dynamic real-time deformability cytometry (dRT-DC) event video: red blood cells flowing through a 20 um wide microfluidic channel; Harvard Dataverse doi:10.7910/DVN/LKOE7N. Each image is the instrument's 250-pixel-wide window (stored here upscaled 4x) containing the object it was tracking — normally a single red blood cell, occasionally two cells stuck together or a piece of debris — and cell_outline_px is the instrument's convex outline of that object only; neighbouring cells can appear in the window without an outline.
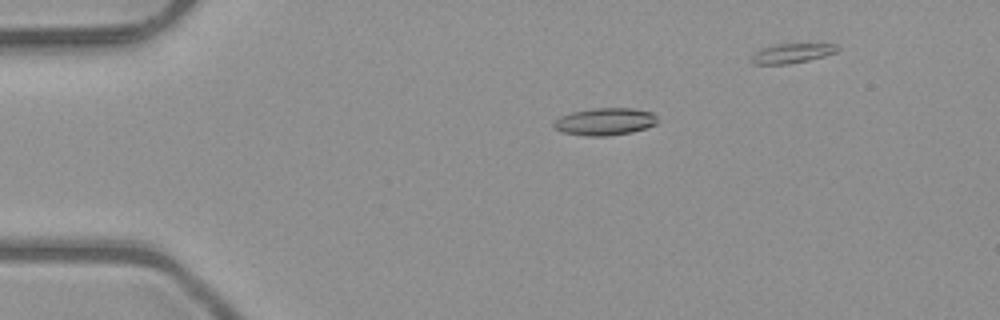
{"species": "common noctule bat (a hibernating species)", "species_latin": "Nyctalus noctula", "temperature_condition": "room temperature", "stored_images_in_passage": 4, "camera_frame_rate_fps": 3000, "um_per_image_px": 0.085, "animal": {"sex": "male", "body_mass_g": 23.1, "forearm_length_mm": 52.7}, "frame": {"image": 1, "passage_image": 2, "time_ms": 0.333, "image_size_px": [1000, 320], "cell_outline_px": [[656, 124], [632, 132], [608, 136], [588, 136], [560, 132], [552, 124], [560, 116], [572, 112], [592, 108], [632, 108], [652, 112], [656, 116]], "centroid_in_image_um": [51.4, 10.33], "position_along_channel_um": 33.6, "area_um2": 16.47}}